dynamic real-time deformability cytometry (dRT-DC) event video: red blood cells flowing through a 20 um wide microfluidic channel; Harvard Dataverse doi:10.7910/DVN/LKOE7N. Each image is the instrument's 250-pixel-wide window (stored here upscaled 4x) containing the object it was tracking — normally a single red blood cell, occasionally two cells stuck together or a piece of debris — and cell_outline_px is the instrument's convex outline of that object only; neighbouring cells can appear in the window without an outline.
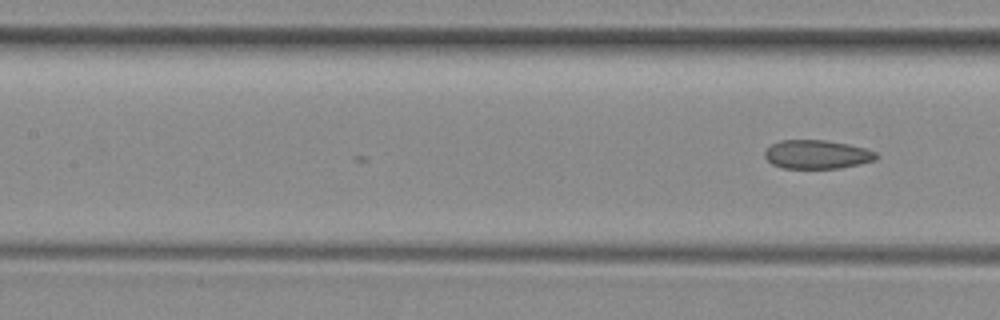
{"species": "common noctule bat (a hibernating species)", "species_latin": "Nyctalus noctula", "temperature_condition": "room temperature", "stored_images_in_passage": 21, "camera_frame_rate_fps": 3000, "um_per_image_px": 0.085, "animal": {"sex": "female", "body_mass_g": 29.2, "forearm_length_mm": 56.3}, "frame": {"image": 1, "passage_image": 21, "time_ms": 6.667, "image_size_px": [1000, 320], "cell_outline_px": [[880, 156], [876, 160], [840, 168], [780, 168], [772, 164], [764, 156], [764, 152], [772, 144], [780, 140], [824, 140], [848, 144], [864, 148], [876, 152]], "centroid_in_image_um": [69.44, 13.13], "position_along_channel_um": 138.0, "area_um2": 18.67}}